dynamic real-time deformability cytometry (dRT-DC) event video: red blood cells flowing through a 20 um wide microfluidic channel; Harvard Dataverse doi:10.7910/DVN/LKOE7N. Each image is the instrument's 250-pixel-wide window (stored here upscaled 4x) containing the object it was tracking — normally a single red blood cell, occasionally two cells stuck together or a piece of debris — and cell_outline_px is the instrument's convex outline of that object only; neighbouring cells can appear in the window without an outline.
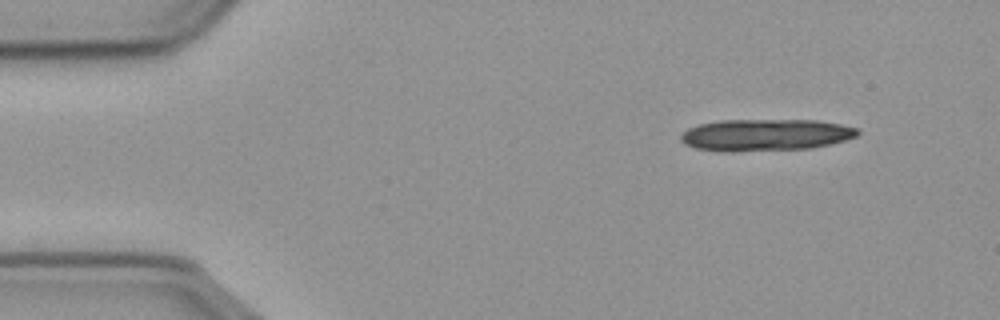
{"species": "common noctule bat (a hibernating species)", "species_latin": "Nyctalus noctula", "temperature_condition": "cold", "stored_images_in_passage": 14, "camera_frame_rate_fps": 3000, "um_per_image_px": 0.085, "animal": {"sex": "male", "body_mass_g": 23.1, "forearm_length_mm": 52.7}, "frame": {"image": 1, "passage_image": 1, "time_ms": 0.0, "image_size_px": [1000, 320], "cell_outline_px": [[860, 132], [856, 136], [844, 140], [828, 144], [808, 148], [696, 148], [684, 144], [680, 140], [680, 136], [688, 128], [700, 124], [720, 120], [816, 120], [840, 124], [856, 128]], "centroid_in_image_um": [65.12, 11.4], "position_along_channel_um": 19.9, "area_um2": 30.98}}